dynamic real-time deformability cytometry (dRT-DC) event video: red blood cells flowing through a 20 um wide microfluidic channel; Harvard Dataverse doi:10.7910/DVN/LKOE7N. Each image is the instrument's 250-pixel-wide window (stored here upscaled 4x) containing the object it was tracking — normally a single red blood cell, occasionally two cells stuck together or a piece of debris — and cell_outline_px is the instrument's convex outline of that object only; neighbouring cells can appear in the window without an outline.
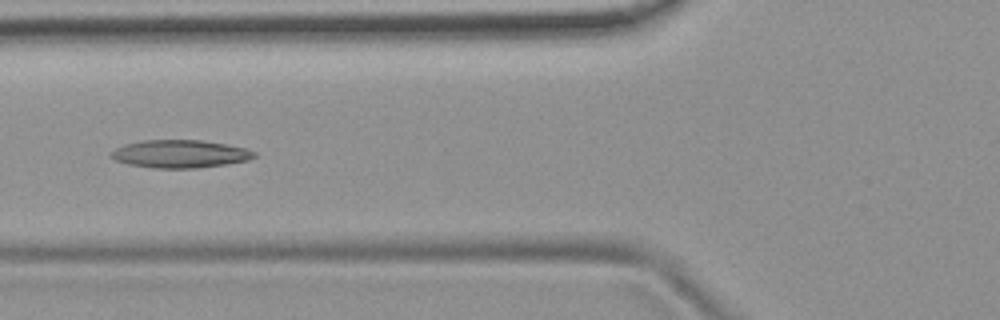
{"species": "common noctule bat (a hibernating species)", "species_latin": "Nyctalus noctula", "temperature_condition": "room temperature", "stored_images_in_passage": 42, "camera_frame_rate_fps": 3000, "um_per_image_px": 0.085, "animal": {"sex": "female", "body_mass_g": 19.9}, "frame": {"image": 1, "passage_image": 16, "time_ms": 5.0, "image_size_px": [1000, 320], "cell_outline_px": [[256, 156], [248, 160], [228, 164], [196, 168], [152, 168], [128, 164], [116, 160], [108, 156], [108, 152], [124, 144], [144, 140], [200, 140], [224, 144], [244, 148], [256, 152]], "centroid_in_image_um": [15.26, 13.08], "position_along_channel_um": 110.5, "area_um2": 23.29}}
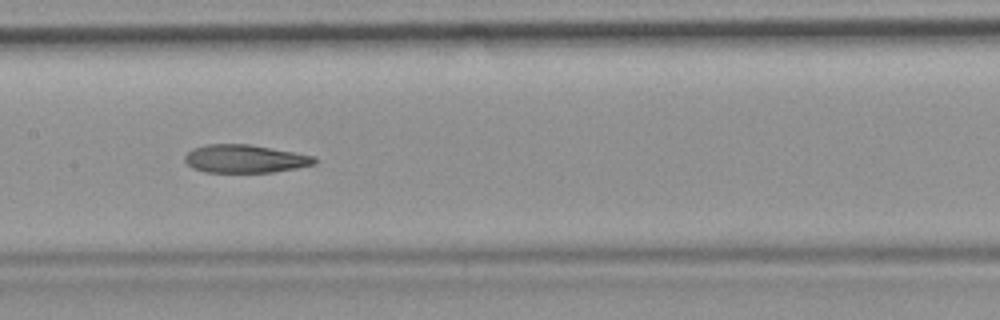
{"frame": {"image": 2, "passage_image": 22, "time_ms": 7.0, "image_size_px": [1000, 320], "cell_outline_px": [[316, 164], [296, 168], [272, 172], [204, 172], [192, 168], [184, 160], [184, 156], [192, 148], [208, 144], [248, 144], [272, 148], [316, 156]], "centroid_in_image_um": [20.81, 13.49], "position_along_channel_um": 186.6, "area_um2": 21.27}}
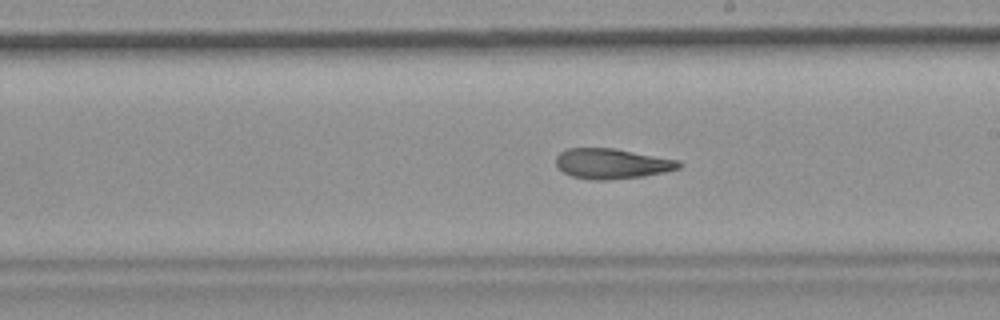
{"frame": {"image": 3, "passage_image": 26, "time_ms": 8.333, "image_size_px": [1000, 320], "cell_outline_px": [[680, 168], [664, 172], [644, 176], [608, 180], [592, 180], [572, 176], [564, 172], [556, 164], [556, 156], [560, 152], [568, 148], [612, 148], [680, 160]], "centroid_in_image_um": [52.01, 13.91], "position_along_channel_um": 237.0, "area_um2": 21.56}, "authors_computed_cell_mechanics": {"area_um2": 22.5709, "velocity_mm_per_s": 3.7958, "shape_relaxation_time_tau1_ms": null, "shape_relaxation_time_tau2_ms": 9.6491, "deformation_change_tau1": null, "deformation_change_tau2": 0.1746}}